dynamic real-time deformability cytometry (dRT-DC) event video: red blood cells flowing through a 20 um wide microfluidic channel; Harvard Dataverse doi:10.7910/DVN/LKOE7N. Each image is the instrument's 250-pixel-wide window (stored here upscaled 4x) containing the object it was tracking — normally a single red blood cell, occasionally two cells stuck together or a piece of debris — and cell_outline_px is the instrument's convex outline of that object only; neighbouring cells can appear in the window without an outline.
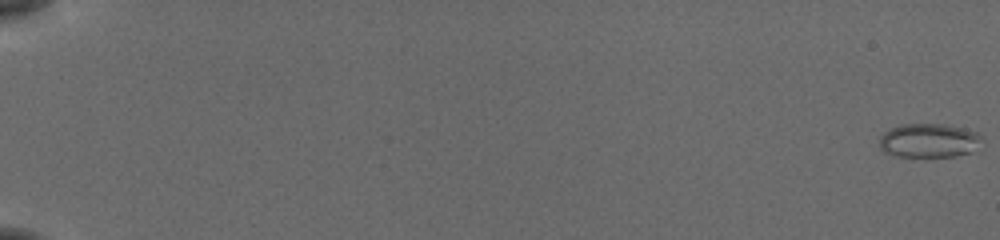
{"species": "common noctule bat (a hibernating species)", "species_latin": "Nyctalus noctula", "temperature_condition": "cold", "stored_images_in_passage": 57, "camera_frame_rate_fps": 3000, "um_per_image_px": 0.085, "animal": {"sex": "female", "body_mass_g": 19.5, "forearm_length_mm": 54.1}, "frame": {"image": 1, "passage_image": 1, "time_ms": 0.0, "image_size_px": [1000, 240], "cell_outline_px": [[980, 136], [968, 152], [956, 156], [900, 156], [884, 152], [880, 148], [880, 136], [884, 132], [892, 128], [904, 124], [940, 124], [960, 128], [976, 132]], "centroid_in_image_um": [78.84, 11.94], "position_along_channel_um": 6.2, "area_um2": 19.42}}
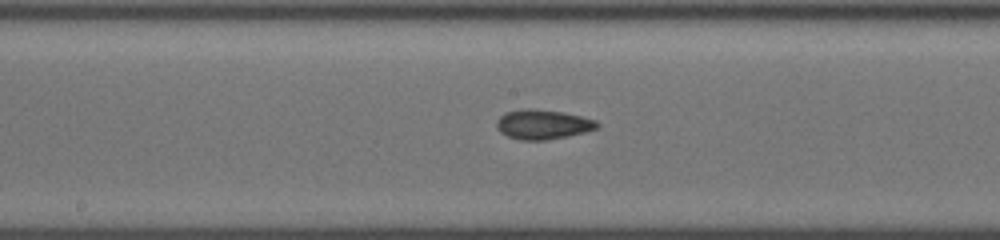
{"frame": {"image": 2, "passage_image": 33, "time_ms": 10.667, "image_size_px": [1000, 240], "cell_outline_px": [[600, 124], [596, 128], [584, 132], [568, 136], [548, 140], [520, 140], [508, 136], [500, 132], [496, 128], [496, 120], [504, 112], [520, 108], [532, 108], [564, 112], [596, 120]], "centroid_in_image_um": [46.1, 10.56], "position_along_channel_um": 202.1, "area_um2": 17.57}}
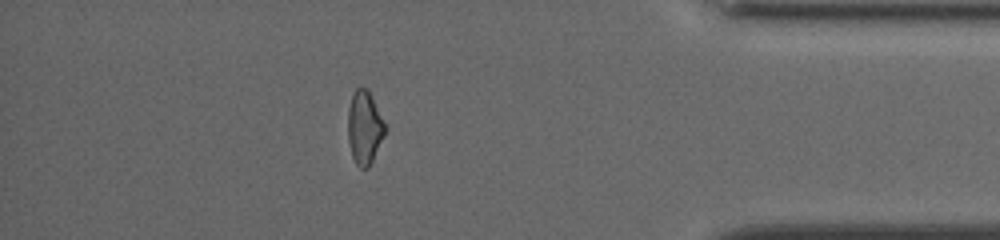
{"frame": {"image": 3, "passage_image": 51, "time_ms": 16.667, "image_size_px": [1000, 240], "cell_outline_px": [[388, 128], [368, 168], [360, 168], [356, 164], [352, 156], [348, 140], [348, 108], [352, 96], [356, 88], [368, 88]], "centroid_in_image_um": [31.0, 10.83], "position_along_channel_um": 404.2, "area_um2": 15.95}, "authors_computed_cell_mechanics": {"area_um2": 16.9932, "velocity_mm_per_s": 3.8424, "shape_relaxation_time_tau1_ms": null, "shape_relaxation_time_tau2_ms": 3.7115, "deformation_change_tau1": null, "deformation_change_tau2": 0.0902}}